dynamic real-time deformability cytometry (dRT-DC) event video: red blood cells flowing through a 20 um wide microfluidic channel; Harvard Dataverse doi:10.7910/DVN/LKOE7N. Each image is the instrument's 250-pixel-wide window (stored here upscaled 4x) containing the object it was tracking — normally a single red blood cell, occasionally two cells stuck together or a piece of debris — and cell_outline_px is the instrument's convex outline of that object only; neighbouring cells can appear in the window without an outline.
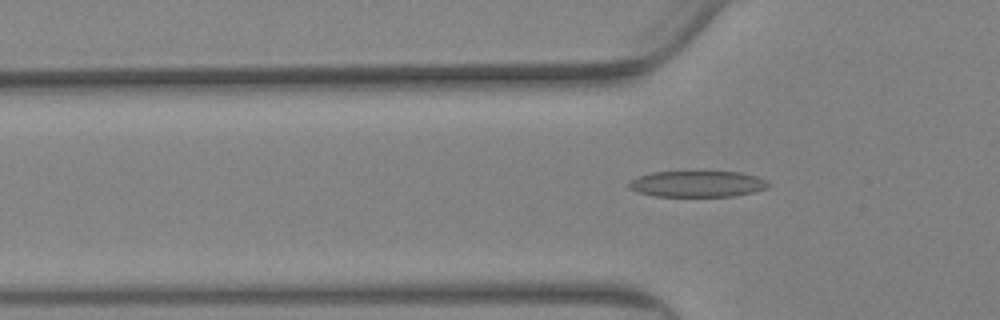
{"species": "Egyptian fruit bat (a non-hibernating species)", "species_latin": "Rousettus aegyptiacus", "temperature_condition": "warm", "stored_images_in_passage": 84, "camera_frame_rate_fps": 3000, "um_per_image_px": 0.085, "animal": {"sex": "female"}, "frame": {"image": 1, "passage_image": 28, "time_ms": 9.0, "image_size_px": [1000, 320], "cell_outline_px": [[772, 184], [764, 188], [752, 192], [732, 196], [656, 196], [636, 192], [628, 188], [628, 184], [632, 180], [640, 176], [652, 172], [740, 172], [756, 176]], "centroid_in_image_um": [59.25, 15.63], "position_along_channel_um": 66.6, "area_um2": 20.98}}
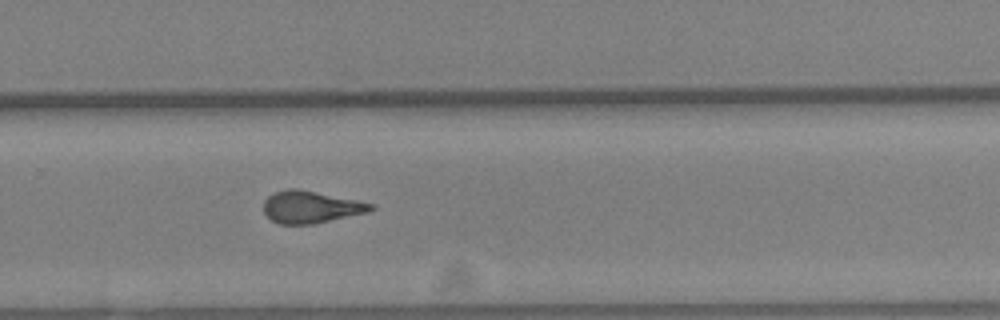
{"frame": {"image": 2, "passage_image": 57, "time_ms": 18.667, "image_size_px": [1000, 320], "cell_outline_px": [[376, 208], [368, 212], [312, 224], [280, 224], [272, 220], [264, 212], [264, 200], [268, 196], [276, 192], [288, 188], [300, 188], [356, 200], [372, 204]], "centroid_in_image_um": [26.41, 17.58], "position_along_channel_um": 303.4, "area_um2": 19.94}}
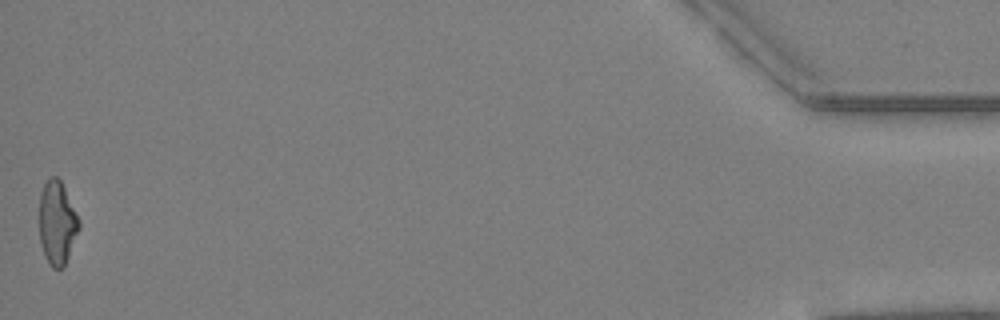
{"frame": {"image": 3, "passage_image": 84, "time_ms": 27.667, "image_size_px": [1000, 320], "cell_outline_px": [[80, 228], [64, 268], [52, 268], [48, 264], [44, 256], [40, 244], [40, 192], [44, 184], [52, 176], [56, 176], [60, 180], [80, 220]], "centroid_in_image_um": [4.86, 18.99], "position_along_channel_um": 430.3, "area_um2": 19.36}, "authors_computed_cell_mechanics": {"area_um2": 20.4323, "velocity_mm_per_s": 2.4607, "shape_relaxation_time_tau1_ms": null, "shape_relaxation_time_tau2_ms": 2.7011, "deformation_change_tau1": null, "deformation_change_tau2": 0.1223}}